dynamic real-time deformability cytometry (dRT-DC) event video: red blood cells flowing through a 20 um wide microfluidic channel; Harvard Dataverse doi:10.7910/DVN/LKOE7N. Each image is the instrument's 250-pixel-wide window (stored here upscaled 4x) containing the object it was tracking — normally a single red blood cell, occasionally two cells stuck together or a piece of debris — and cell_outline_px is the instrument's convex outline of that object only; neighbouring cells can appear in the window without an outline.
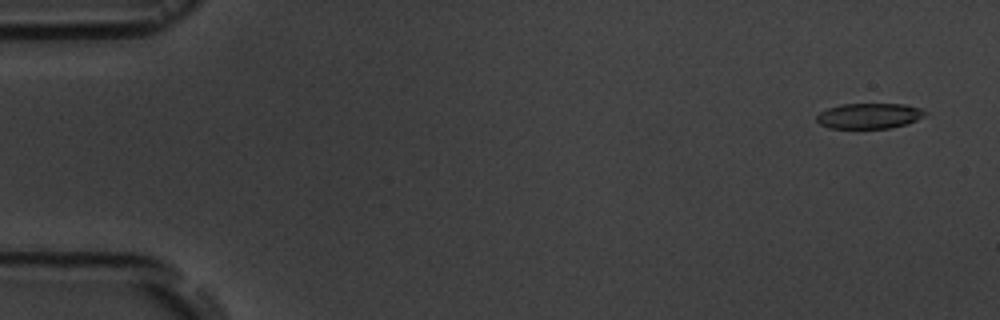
{"species": "common noctule bat (a hibernating species)", "species_latin": "Nyctalus noctula", "temperature_condition": "room temperature", "stored_images_in_passage": 54, "camera_frame_rate_fps": 3000, "um_per_image_px": 0.085, "animal": {"sex": "male", "body_mass_g": 19.5, "forearm_length_mm": 54.6}, "frame": {"image": 1, "passage_image": 3, "time_ms": 0.667, "image_size_px": [1000, 320], "cell_outline_px": [[928, 112], [924, 116], [908, 124], [888, 128], [828, 128], [820, 124], [816, 120], [816, 116], [820, 112], [828, 108], [840, 104], [904, 104], [920, 108]], "centroid_in_image_um": [73.88, 9.85], "position_along_channel_um": 11.1, "area_um2": 16.13}}
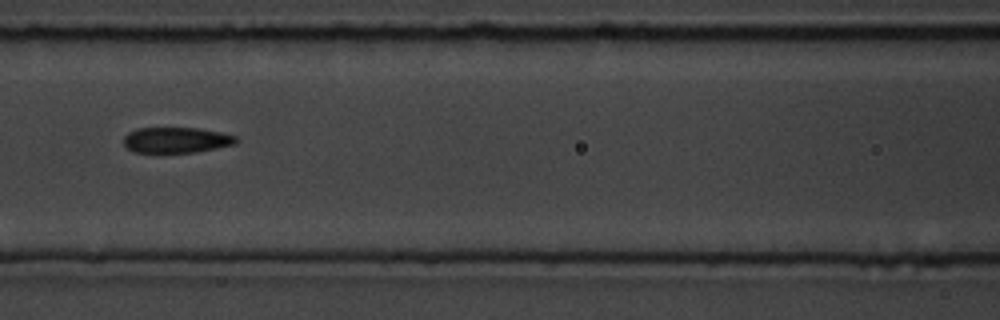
{"frame": {"image": 2, "passage_image": 25, "time_ms": 8.0, "image_size_px": [1000, 320], "cell_outline_px": [[240, 140], [236, 144], [196, 152], [136, 152], [128, 148], [124, 144], [124, 136], [128, 132], [136, 128], [200, 128], [220, 132], [236, 136]], "centroid_in_image_um": [15.02, 11.89], "position_along_channel_um": 151.6, "area_um2": 16.82}}
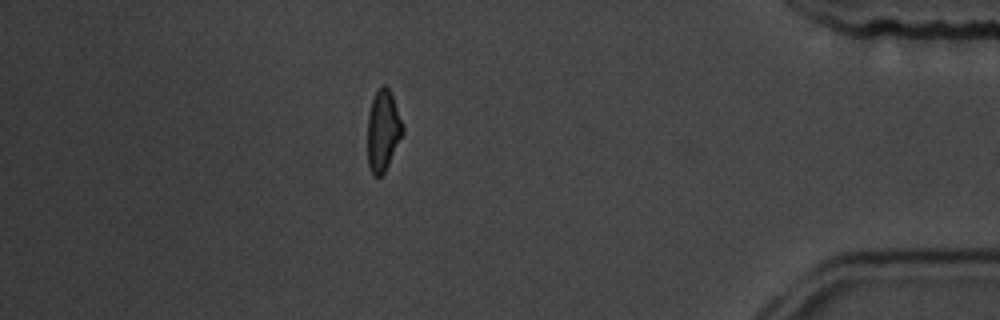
{"frame": {"image": 3, "passage_image": 49, "time_ms": 16.0, "image_size_px": [1000, 320], "cell_outline_px": [[404, 132], [384, 172], [380, 176], [372, 176], [368, 164], [368, 116], [372, 100], [376, 92], [384, 84], [392, 92], [404, 128]], "centroid_in_image_um": [32.56, 11.09], "position_along_channel_um": 402.6, "area_um2": 16.47}, "authors_computed_cell_mechanics": {"area_um2": 17.5712, "velocity_mm_per_s": 3.6737, "shape_relaxation_time_tau1_ms": 4.9305, "shape_relaxation_time_tau2_ms": 3.0928, "deformation_change_tau1": 0.154, "deformation_change_tau2": 0.1031}}